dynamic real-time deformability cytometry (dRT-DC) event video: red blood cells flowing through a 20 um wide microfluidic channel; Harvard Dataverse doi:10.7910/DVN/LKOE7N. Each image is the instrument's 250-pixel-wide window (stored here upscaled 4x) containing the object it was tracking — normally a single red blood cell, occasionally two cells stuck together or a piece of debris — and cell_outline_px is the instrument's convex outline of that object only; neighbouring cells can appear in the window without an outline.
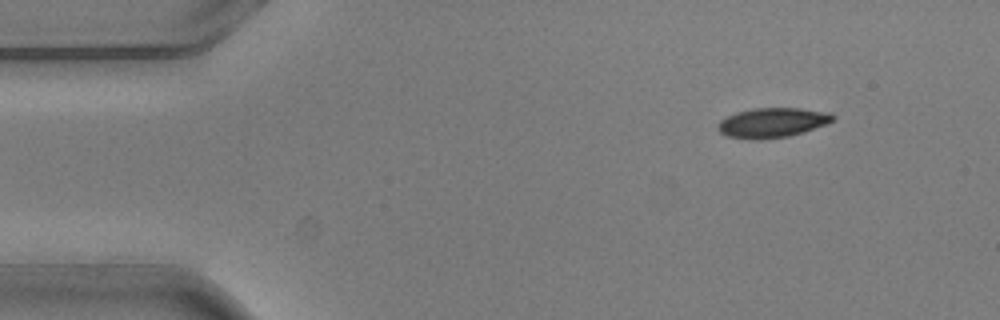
{"species": "common noctule bat (a hibernating species)", "species_latin": "Nyctalus noctula", "temperature_condition": "warm", "stored_images_in_passage": 3, "camera_frame_rate_fps": 3000, "um_per_image_px": 0.085, "animal": {"sex": "male", "body_mass_g": 20.5, "forearm_length_mm": 52.5}, "frame": {"image": 1, "passage_image": 1, "time_ms": 0.0, "image_size_px": [1000, 320], "cell_outline_px": [[836, 116], [832, 120], [824, 124], [804, 132], [788, 136], [756, 140], [728, 136], [720, 132], [716, 128], [716, 124], [720, 120], [736, 112], [752, 108], [800, 108], [832, 112]], "centroid_in_image_um": [65.63, 10.41], "position_along_channel_um": 19.4, "area_um2": 19.94}}